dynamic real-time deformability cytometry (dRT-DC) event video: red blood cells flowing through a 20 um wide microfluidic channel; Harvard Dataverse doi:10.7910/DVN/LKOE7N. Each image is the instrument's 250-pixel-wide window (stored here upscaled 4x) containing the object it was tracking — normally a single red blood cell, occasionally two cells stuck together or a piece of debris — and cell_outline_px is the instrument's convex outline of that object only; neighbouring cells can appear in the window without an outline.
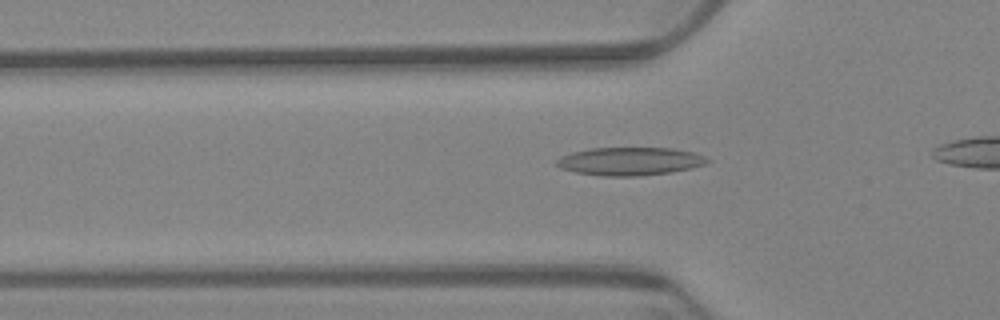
{"species": "Egyptian fruit bat (a non-hibernating species)", "species_latin": "Rousettus aegyptiacus", "temperature_condition": "warm", "stored_images_in_passage": 37, "camera_frame_rate_fps": 3000, "um_per_image_px": 0.085, "animal": {"sex": "female"}, "frame": {"image": 1, "passage_image": 8, "time_ms": 2.333, "image_size_px": [1000, 320], "cell_outline_px": [[712, 160], [704, 164], [692, 168], [672, 172], [640, 176], [600, 176], [576, 172], [560, 168], [556, 164], [556, 160], [560, 156], [572, 152], [592, 148], [672, 148], [692, 152], [704, 156]], "centroid_in_image_um": [53.54, 13.71], "position_along_channel_um": 72.3, "area_um2": 24.74}}
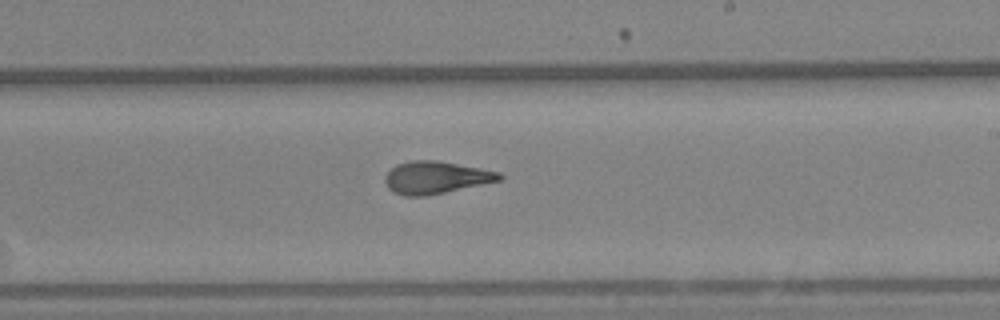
{"frame": {"image": 2, "passage_image": 24, "time_ms": 7.667, "image_size_px": [1000, 320], "cell_outline_px": [[504, 176], [500, 180], [428, 196], [404, 196], [392, 192], [388, 188], [384, 180], [384, 176], [396, 164], [412, 160], [436, 160], [480, 168], [500, 172]], "centroid_in_image_um": [37.01, 15.09], "position_along_channel_um": 252.0, "area_um2": 21.62}}
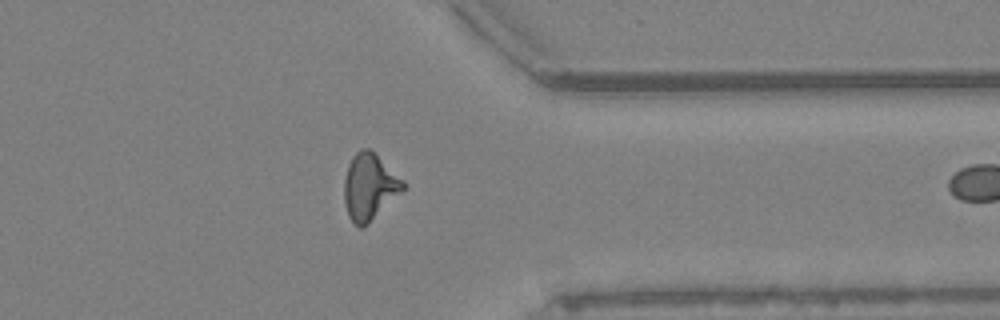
{"frame": {"image": 3, "passage_image": 36, "time_ms": 11.667, "image_size_px": [1000, 320], "cell_outline_px": [[404, 188], [364, 228], [360, 228], [348, 216], [344, 204], [344, 180], [348, 164], [352, 156], [360, 148], [368, 148], [404, 180]], "centroid_in_image_um": [31.36, 15.88], "position_along_channel_um": 380.0, "area_um2": 22.43}}